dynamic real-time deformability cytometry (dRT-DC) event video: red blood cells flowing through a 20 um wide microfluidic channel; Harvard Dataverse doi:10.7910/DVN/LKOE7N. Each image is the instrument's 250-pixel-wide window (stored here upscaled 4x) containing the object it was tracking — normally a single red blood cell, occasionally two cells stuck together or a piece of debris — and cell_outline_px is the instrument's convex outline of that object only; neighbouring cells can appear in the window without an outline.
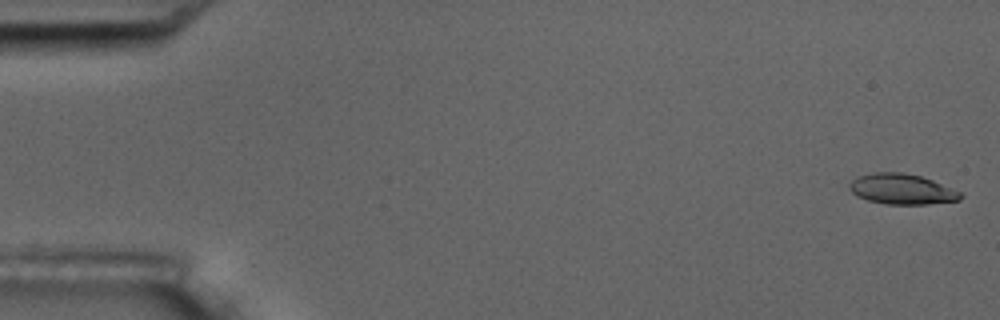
{"species": "common noctule bat (a hibernating species)", "species_latin": "Nyctalus noctula", "temperature_condition": "room temperature", "stored_images_in_passage": 6, "camera_frame_rate_fps": 3000, "um_per_image_px": 0.085, "animal": {"sex": "male", "body_mass_g": 17.5, "forearm_length_mm": 52.3}, "frame": {"image": 1, "passage_image": 1, "time_ms": 0.0, "image_size_px": [1000, 320], "cell_outline_px": [[964, 196], [960, 200], [928, 204], [888, 204], [868, 200], [852, 192], [848, 188], [848, 184], [856, 176], [872, 172], [904, 172], [920, 176], [932, 180], [960, 192]], "centroid_in_image_um": [76.64, 16.06], "position_along_channel_um": 8.4, "area_um2": 19.65}}
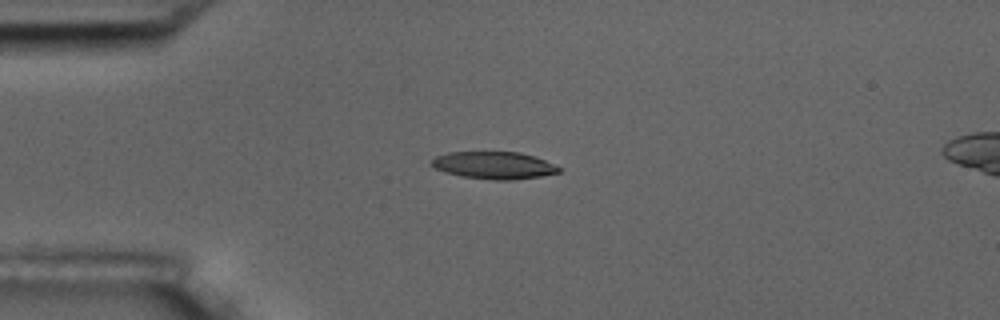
{"frame": {"image": 2, "passage_image": 4, "time_ms": 4.333, "image_size_px": [1000, 320], "cell_outline_px": [[560, 172], [540, 176], [512, 180], [496, 180], [460, 176], [444, 172], [436, 168], [432, 164], [432, 160], [436, 156], [448, 152], [520, 152], [536, 156], [560, 168]], "centroid_in_image_um": [41.98, 14.05], "position_along_channel_um": 43.0, "area_um2": 20.11}}